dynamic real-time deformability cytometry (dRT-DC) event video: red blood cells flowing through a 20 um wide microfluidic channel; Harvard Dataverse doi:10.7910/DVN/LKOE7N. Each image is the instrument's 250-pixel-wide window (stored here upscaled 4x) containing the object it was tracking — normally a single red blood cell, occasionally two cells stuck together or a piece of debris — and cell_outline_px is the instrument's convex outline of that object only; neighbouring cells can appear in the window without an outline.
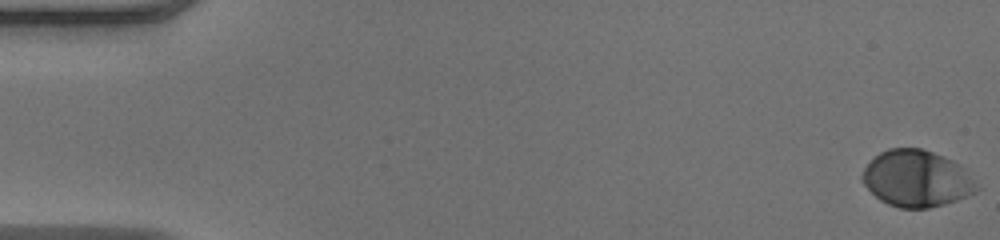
{"species": "human", "species_latin": "Homo sapiens", "temperature_condition": "warm", "stored_images_in_passage": 51, "camera_frame_rate_fps": 3000, "um_per_image_px": 0.085, "donor": {"sex": "male"}, "frame": {"image": 1, "passage_image": 1, "time_ms": 0.0, "image_size_px": [1000, 240], "cell_outline_px": [[980, 188], [976, 192], [956, 200], [944, 204], [928, 208], [900, 208], [888, 204], [880, 200], [864, 184], [860, 176], [864, 168], [880, 152], [888, 148], [920, 148], [932, 152], [952, 160], [964, 168]], "centroid_in_image_um": [77.91, 15.18], "position_along_channel_um": 7.1, "area_um2": 37.45}}
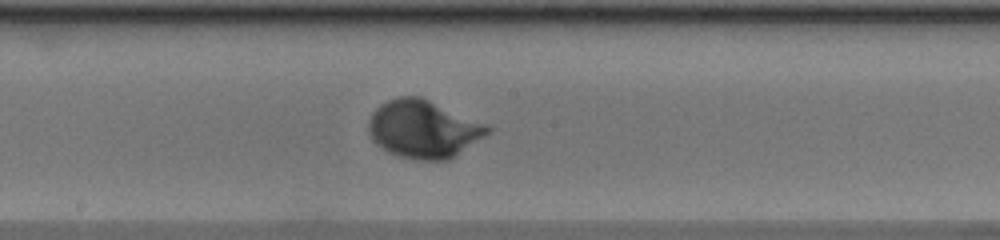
{"frame": {"image": 2, "passage_image": 28, "time_ms": 9.0, "image_size_px": [1000, 240], "cell_outline_px": [[492, 128], [484, 136], [448, 160], [416, 160], [400, 156], [388, 152], [380, 148], [372, 140], [368, 132], [368, 120], [372, 112], [380, 104], [396, 96], [420, 96], [488, 124]], "centroid_in_image_um": [35.95, 10.96], "position_along_channel_um": 212.3, "area_um2": 40.17}}
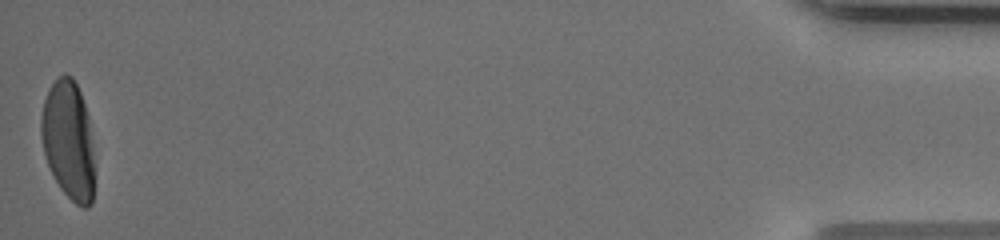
{"frame": {"image": 3, "passage_image": 51, "time_ms": 16.667, "image_size_px": [1000, 240], "cell_outline_px": [[92, 204], [88, 208], [80, 208], [60, 188], [48, 164], [44, 152], [40, 136], [40, 120], [44, 100], [48, 88], [56, 76], [64, 72], [72, 76], [80, 92], [88, 116], [92, 144]], "centroid_in_image_um": [5.78, 11.85], "position_along_channel_um": 429.4, "area_um2": 36.76}, "authors_computed_cell_mechanics": {"area_um2": 37.281, "velocity_mm_per_s": 4.0669, "shape_relaxation_time_tau1_ms": 2.2656, "shape_relaxation_time_tau2_ms": null, "deformation_change_tau1": 0.167, "deformation_change_tau2": null}}